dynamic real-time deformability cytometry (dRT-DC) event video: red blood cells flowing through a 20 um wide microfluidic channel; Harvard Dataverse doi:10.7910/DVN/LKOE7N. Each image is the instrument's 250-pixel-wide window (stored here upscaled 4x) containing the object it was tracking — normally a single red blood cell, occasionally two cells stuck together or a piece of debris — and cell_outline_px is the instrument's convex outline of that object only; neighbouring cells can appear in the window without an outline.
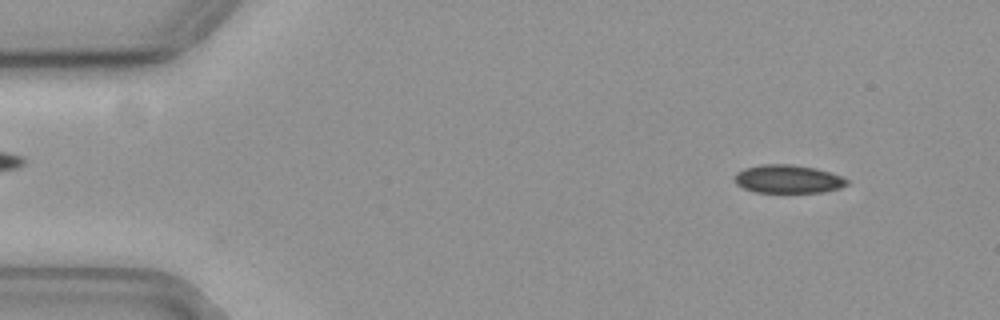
{"species": "common noctule bat (a hibernating species)", "species_latin": "Nyctalus noctula", "temperature_condition": "cold", "stored_images_in_passage": 16, "camera_frame_rate_fps": 3000, "um_per_image_px": 0.085, "animal": {"sex": "female", "body_mass_g": 19.3, "forearm_length_mm": 54.1}, "frame": {"image": 1, "passage_image": 5, "time_ms": 1.333, "image_size_px": [1000, 320], "cell_outline_px": [[848, 184], [840, 188], [824, 192], [756, 192], [744, 188], [736, 184], [736, 172], [744, 168], [764, 164], [788, 164], [816, 168], [840, 176], [848, 180]], "centroid_in_image_um": [66.98, 15.22], "position_along_channel_um": 18.0, "area_um2": 18.32}}